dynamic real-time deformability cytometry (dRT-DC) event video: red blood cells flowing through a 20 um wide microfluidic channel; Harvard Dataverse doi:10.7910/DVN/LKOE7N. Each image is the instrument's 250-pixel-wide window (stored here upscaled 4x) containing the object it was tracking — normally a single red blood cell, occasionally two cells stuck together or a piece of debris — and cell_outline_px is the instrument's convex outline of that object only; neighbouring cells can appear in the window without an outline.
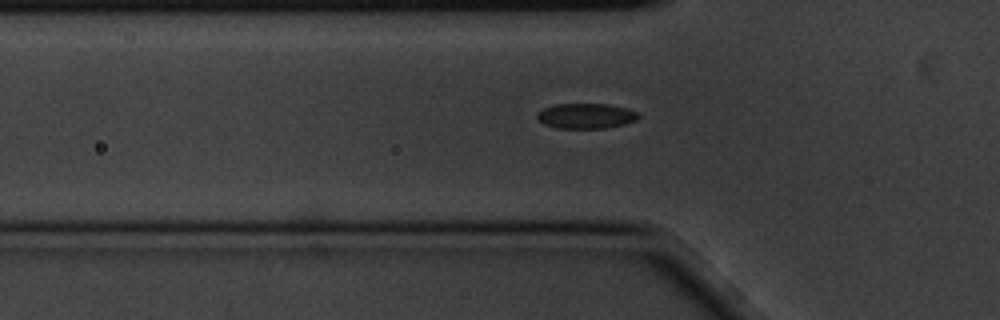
{"species": "common noctule bat (a hibernating species)", "species_latin": "Nyctalus noctula", "temperature_condition": "cold", "stored_images_in_passage": 6, "camera_frame_rate_fps": 3000, "um_per_image_px": 0.085, "animal": {"sex": "male", "body_mass_g": 20.1, "forearm_length_mm": 53.5}, "frame": {"image": 1, "passage_image": 6, "time_ms": 1.667, "image_size_px": [1000, 320], "cell_outline_px": [[640, 116], [636, 120], [624, 124], [604, 128], [556, 128], [544, 124], [536, 120], [536, 112], [544, 108], [556, 104], [608, 104], [628, 108], [636, 112]], "centroid_in_image_um": [49.77, 9.85], "position_along_channel_um": 76.0, "area_um2": 14.97}}